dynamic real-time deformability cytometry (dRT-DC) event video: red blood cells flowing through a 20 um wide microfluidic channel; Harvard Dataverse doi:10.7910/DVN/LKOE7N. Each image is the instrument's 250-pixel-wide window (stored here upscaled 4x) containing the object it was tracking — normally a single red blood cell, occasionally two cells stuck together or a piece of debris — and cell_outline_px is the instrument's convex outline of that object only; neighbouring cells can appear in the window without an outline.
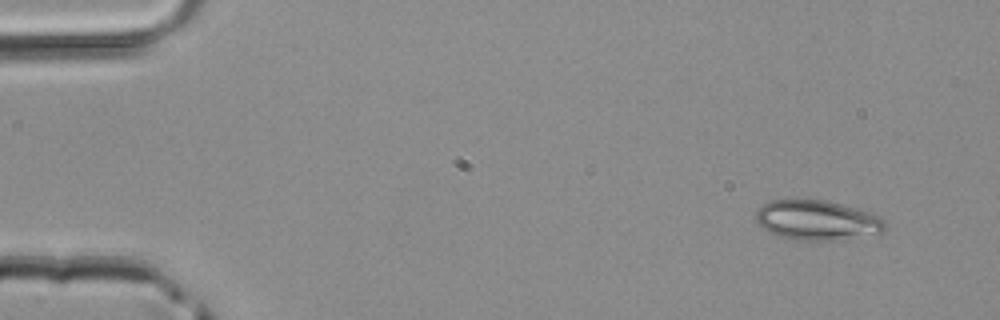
{"species": "common noctule bat (a hibernating species)", "species_latin": "Nyctalus noctula", "temperature_condition": "room temperature", "stored_images_in_passage": 4, "camera_frame_rate_fps": 3000, "um_per_image_px": 0.085, "animal": {"sex": "male", "body_mass_g": 20.4}, "frame": {"image": 1, "passage_image": 1, "time_ms": 0.0, "image_size_px": [1000, 320], "cell_outline_px": [[888, 228], [884, 232], [832, 240], [796, 240], [780, 236], [768, 232], [756, 220], [756, 212], [764, 204], [772, 200], [824, 200], [840, 204], [868, 212], [880, 216], [888, 224]], "centroid_in_image_um": [69.48, 18.72], "position_along_channel_um": 15.5, "area_um2": 29.59}}